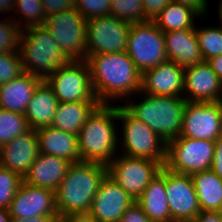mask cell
Listing matches in <instances>:
<instances>
[{
	"instance_id": "obj_14",
	"label": "cell",
	"mask_w": 222,
	"mask_h": 222,
	"mask_svg": "<svg viewBox=\"0 0 222 222\" xmlns=\"http://www.w3.org/2000/svg\"><path fill=\"white\" fill-rule=\"evenodd\" d=\"M165 189L171 222L193 221L201 208L191 176L165 168Z\"/></svg>"
},
{
	"instance_id": "obj_1",
	"label": "cell",
	"mask_w": 222,
	"mask_h": 222,
	"mask_svg": "<svg viewBox=\"0 0 222 222\" xmlns=\"http://www.w3.org/2000/svg\"><path fill=\"white\" fill-rule=\"evenodd\" d=\"M94 93L100 104L130 98L141 90L142 74L126 51L87 54Z\"/></svg>"
},
{
	"instance_id": "obj_31",
	"label": "cell",
	"mask_w": 222,
	"mask_h": 222,
	"mask_svg": "<svg viewBox=\"0 0 222 222\" xmlns=\"http://www.w3.org/2000/svg\"><path fill=\"white\" fill-rule=\"evenodd\" d=\"M13 10L15 13L20 14L22 21H18L16 18L14 21L18 26L20 25L22 30L31 26L44 25L46 20L41 0H15ZM20 22H22V24H20Z\"/></svg>"
},
{
	"instance_id": "obj_30",
	"label": "cell",
	"mask_w": 222,
	"mask_h": 222,
	"mask_svg": "<svg viewBox=\"0 0 222 222\" xmlns=\"http://www.w3.org/2000/svg\"><path fill=\"white\" fill-rule=\"evenodd\" d=\"M199 49L204 61L222 54V27H201L195 26Z\"/></svg>"
},
{
	"instance_id": "obj_15",
	"label": "cell",
	"mask_w": 222,
	"mask_h": 222,
	"mask_svg": "<svg viewBox=\"0 0 222 222\" xmlns=\"http://www.w3.org/2000/svg\"><path fill=\"white\" fill-rule=\"evenodd\" d=\"M8 211L11 218L29 219L34 216H53L59 219L55 192L22 181Z\"/></svg>"
},
{
	"instance_id": "obj_45",
	"label": "cell",
	"mask_w": 222,
	"mask_h": 222,
	"mask_svg": "<svg viewBox=\"0 0 222 222\" xmlns=\"http://www.w3.org/2000/svg\"><path fill=\"white\" fill-rule=\"evenodd\" d=\"M55 220L53 216H34L29 219L11 218L10 222H54Z\"/></svg>"
},
{
	"instance_id": "obj_23",
	"label": "cell",
	"mask_w": 222,
	"mask_h": 222,
	"mask_svg": "<svg viewBox=\"0 0 222 222\" xmlns=\"http://www.w3.org/2000/svg\"><path fill=\"white\" fill-rule=\"evenodd\" d=\"M42 81L41 78L24 72L18 78L2 83L0 108L25 114L35 89Z\"/></svg>"
},
{
	"instance_id": "obj_27",
	"label": "cell",
	"mask_w": 222,
	"mask_h": 222,
	"mask_svg": "<svg viewBox=\"0 0 222 222\" xmlns=\"http://www.w3.org/2000/svg\"><path fill=\"white\" fill-rule=\"evenodd\" d=\"M201 211L222 212V179L211 169L191 175Z\"/></svg>"
},
{
	"instance_id": "obj_41",
	"label": "cell",
	"mask_w": 222,
	"mask_h": 222,
	"mask_svg": "<svg viewBox=\"0 0 222 222\" xmlns=\"http://www.w3.org/2000/svg\"><path fill=\"white\" fill-rule=\"evenodd\" d=\"M194 222H222V212L219 211H200L193 220Z\"/></svg>"
},
{
	"instance_id": "obj_37",
	"label": "cell",
	"mask_w": 222,
	"mask_h": 222,
	"mask_svg": "<svg viewBox=\"0 0 222 222\" xmlns=\"http://www.w3.org/2000/svg\"><path fill=\"white\" fill-rule=\"evenodd\" d=\"M45 15L53 16L61 11L74 8L75 0H41Z\"/></svg>"
},
{
	"instance_id": "obj_3",
	"label": "cell",
	"mask_w": 222,
	"mask_h": 222,
	"mask_svg": "<svg viewBox=\"0 0 222 222\" xmlns=\"http://www.w3.org/2000/svg\"><path fill=\"white\" fill-rule=\"evenodd\" d=\"M116 120V105L100 104L92 112L78 134L80 162L108 165L114 159L119 151Z\"/></svg>"
},
{
	"instance_id": "obj_6",
	"label": "cell",
	"mask_w": 222,
	"mask_h": 222,
	"mask_svg": "<svg viewBox=\"0 0 222 222\" xmlns=\"http://www.w3.org/2000/svg\"><path fill=\"white\" fill-rule=\"evenodd\" d=\"M118 121L122 123V153L127 156L160 162L166 161L167 143L150 127L117 105Z\"/></svg>"
},
{
	"instance_id": "obj_11",
	"label": "cell",
	"mask_w": 222,
	"mask_h": 222,
	"mask_svg": "<svg viewBox=\"0 0 222 222\" xmlns=\"http://www.w3.org/2000/svg\"><path fill=\"white\" fill-rule=\"evenodd\" d=\"M121 155L115 156L107 165V175L136 201L163 165L157 161Z\"/></svg>"
},
{
	"instance_id": "obj_43",
	"label": "cell",
	"mask_w": 222,
	"mask_h": 222,
	"mask_svg": "<svg viewBox=\"0 0 222 222\" xmlns=\"http://www.w3.org/2000/svg\"><path fill=\"white\" fill-rule=\"evenodd\" d=\"M174 2L189 5L196 9L201 15L206 16L208 9L207 0H172Z\"/></svg>"
},
{
	"instance_id": "obj_29",
	"label": "cell",
	"mask_w": 222,
	"mask_h": 222,
	"mask_svg": "<svg viewBox=\"0 0 222 222\" xmlns=\"http://www.w3.org/2000/svg\"><path fill=\"white\" fill-rule=\"evenodd\" d=\"M29 130L24 114L0 108V147Z\"/></svg>"
},
{
	"instance_id": "obj_8",
	"label": "cell",
	"mask_w": 222,
	"mask_h": 222,
	"mask_svg": "<svg viewBox=\"0 0 222 222\" xmlns=\"http://www.w3.org/2000/svg\"><path fill=\"white\" fill-rule=\"evenodd\" d=\"M126 52L141 74L168 61L164 33L153 21L130 25Z\"/></svg>"
},
{
	"instance_id": "obj_5",
	"label": "cell",
	"mask_w": 222,
	"mask_h": 222,
	"mask_svg": "<svg viewBox=\"0 0 222 222\" xmlns=\"http://www.w3.org/2000/svg\"><path fill=\"white\" fill-rule=\"evenodd\" d=\"M137 94L143 95L140 103L130 99L122 106L132 116L150 127L166 143L179 137L187 100L184 97L148 95L141 91Z\"/></svg>"
},
{
	"instance_id": "obj_33",
	"label": "cell",
	"mask_w": 222,
	"mask_h": 222,
	"mask_svg": "<svg viewBox=\"0 0 222 222\" xmlns=\"http://www.w3.org/2000/svg\"><path fill=\"white\" fill-rule=\"evenodd\" d=\"M21 31L13 16L0 20V53L19 51Z\"/></svg>"
},
{
	"instance_id": "obj_9",
	"label": "cell",
	"mask_w": 222,
	"mask_h": 222,
	"mask_svg": "<svg viewBox=\"0 0 222 222\" xmlns=\"http://www.w3.org/2000/svg\"><path fill=\"white\" fill-rule=\"evenodd\" d=\"M87 20L75 9L46 17L44 26L71 60H87Z\"/></svg>"
},
{
	"instance_id": "obj_19",
	"label": "cell",
	"mask_w": 222,
	"mask_h": 222,
	"mask_svg": "<svg viewBox=\"0 0 222 222\" xmlns=\"http://www.w3.org/2000/svg\"><path fill=\"white\" fill-rule=\"evenodd\" d=\"M38 154L36 131L30 129L0 147V166L24 178Z\"/></svg>"
},
{
	"instance_id": "obj_25",
	"label": "cell",
	"mask_w": 222,
	"mask_h": 222,
	"mask_svg": "<svg viewBox=\"0 0 222 222\" xmlns=\"http://www.w3.org/2000/svg\"><path fill=\"white\" fill-rule=\"evenodd\" d=\"M58 105V98L43 80L35 89L24 114L30 129L36 131L51 126Z\"/></svg>"
},
{
	"instance_id": "obj_38",
	"label": "cell",
	"mask_w": 222,
	"mask_h": 222,
	"mask_svg": "<svg viewBox=\"0 0 222 222\" xmlns=\"http://www.w3.org/2000/svg\"><path fill=\"white\" fill-rule=\"evenodd\" d=\"M172 0H142L147 21H153Z\"/></svg>"
},
{
	"instance_id": "obj_21",
	"label": "cell",
	"mask_w": 222,
	"mask_h": 222,
	"mask_svg": "<svg viewBox=\"0 0 222 222\" xmlns=\"http://www.w3.org/2000/svg\"><path fill=\"white\" fill-rule=\"evenodd\" d=\"M168 61L185 68L204 62L195 28L164 33Z\"/></svg>"
},
{
	"instance_id": "obj_16",
	"label": "cell",
	"mask_w": 222,
	"mask_h": 222,
	"mask_svg": "<svg viewBox=\"0 0 222 222\" xmlns=\"http://www.w3.org/2000/svg\"><path fill=\"white\" fill-rule=\"evenodd\" d=\"M135 200L108 175L100 182L89 214L97 222H119Z\"/></svg>"
},
{
	"instance_id": "obj_7",
	"label": "cell",
	"mask_w": 222,
	"mask_h": 222,
	"mask_svg": "<svg viewBox=\"0 0 222 222\" xmlns=\"http://www.w3.org/2000/svg\"><path fill=\"white\" fill-rule=\"evenodd\" d=\"M216 141L177 137L167 142L166 161L168 170L193 175L211 169Z\"/></svg>"
},
{
	"instance_id": "obj_20",
	"label": "cell",
	"mask_w": 222,
	"mask_h": 222,
	"mask_svg": "<svg viewBox=\"0 0 222 222\" xmlns=\"http://www.w3.org/2000/svg\"><path fill=\"white\" fill-rule=\"evenodd\" d=\"M71 165L66 159L39 153L23 181L55 192Z\"/></svg>"
},
{
	"instance_id": "obj_35",
	"label": "cell",
	"mask_w": 222,
	"mask_h": 222,
	"mask_svg": "<svg viewBox=\"0 0 222 222\" xmlns=\"http://www.w3.org/2000/svg\"><path fill=\"white\" fill-rule=\"evenodd\" d=\"M24 73L19 51L0 53V85Z\"/></svg>"
},
{
	"instance_id": "obj_40",
	"label": "cell",
	"mask_w": 222,
	"mask_h": 222,
	"mask_svg": "<svg viewBox=\"0 0 222 222\" xmlns=\"http://www.w3.org/2000/svg\"><path fill=\"white\" fill-rule=\"evenodd\" d=\"M211 170L222 179V137L216 141Z\"/></svg>"
},
{
	"instance_id": "obj_4",
	"label": "cell",
	"mask_w": 222,
	"mask_h": 222,
	"mask_svg": "<svg viewBox=\"0 0 222 222\" xmlns=\"http://www.w3.org/2000/svg\"><path fill=\"white\" fill-rule=\"evenodd\" d=\"M23 30L19 40V54L25 73L46 80L71 61L44 25Z\"/></svg>"
},
{
	"instance_id": "obj_48",
	"label": "cell",
	"mask_w": 222,
	"mask_h": 222,
	"mask_svg": "<svg viewBox=\"0 0 222 222\" xmlns=\"http://www.w3.org/2000/svg\"><path fill=\"white\" fill-rule=\"evenodd\" d=\"M217 14L219 15V22H221L219 26L222 27V0H220V2L218 4V13Z\"/></svg>"
},
{
	"instance_id": "obj_24",
	"label": "cell",
	"mask_w": 222,
	"mask_h": 222,
	"mask_svg": "<svg viewBox=\"0 0 222 222\" xmlns=\"http://www.w3.org/2000/svg\"><path fill=\"white\" fill-rule=\"evenodd\" d=\"M135 202L152 222H171V212L165 189L164 166Z\"/></svg>"
},
{
	"instance_id": "obj_32",
	"label": "cell",
	"mask_w": 222,
	"mask_h": 222,
	"mask_svg": "<svg viewBox=\"0 0 222 222\" xmlns=\"http://www.w3.org/2000/svg\"><path fill=\"white\" fill-rule=\"evenodd\" d=\"M110 14L130 24L146 22L142 0H111Z\"/></svg>"
},
{
	"instance_id": "obj_46",
	"label": "cell",
	"mask_w": 222,
	"mask_h": 222,
	"mask_svg": "<svg viewBox=\"0 0 222 222\" xmlns=\"http://www.w3.org/2000/svg\"><path fill=\"white\" fill-rule=\"evenodd\" d=\"M15 0H0V13L13 11Z\"/></svg>"
},
{
	"instance_id": "obj_12",
	"label": "cell",
	"mask_w": 222,
	"mask_h": 222,
	"mask_svg": "<svg viewBox=\"0 0 222 222\" xmlns=\"http://www.w3.org/2000/svg\"><path fill=\"white\" fill-rule=\"evenodd\" d=\"M130 25L111 14L87 20V54L126 51Z\"/></svg>"
},
{
	"instance_id": "obj_13",
	"label": "cell",
	"mask_w": 222,
	"mask_h": 222,
	"mask_svg": "<svg viewBox=\"0 0 222 222\" xmlns=\"http://www.w3.org/2000/svg\"><path fill=\"white\" fill-rule=\"evenodd\" d=\"M179 137L217 141L222 137V103L187 101Z\"/></svg>"
},
{
	"instance_id": "obj_44",
	"label": "cell",
	"mask_w": 222,
	"mask_h": 222,
	"mask_svg": "<svg viewBox=\"0 0 222 222\" xmlns=\"http://www.w3.org/2000/svg\"><path fill=\"white\" fill-rule=\"evenodd\" d=\"M222 83V54L207 61Z\"/></svg>"
},
{
	"instance_id": "obj_34",
	"label": "cell",
	"mask_w": 222,
	"mask_h": 222,
	"mask_svg": "<svg viewBox=\"0 0 222 222\" xmlns=\"http://www.w3.org/2000/svg\"><path fill=\"white\" fill-rule=\"evenodd\" d=\"M23 178L0 166V208H9Z\"/></svg>"
},
{
	"instance_id": "obj_2",
	"label": "cell",
	"mask_w": 222,
	"mask_h": 222,
	"mask_svg": "<svg viewBox=\"0 0 222 222\" xmlns=\"http://www.w3.org/2000/svg\"><path fill=\"white\" fill-rule=\"evenodd\" d=\"M107 165L97 162L72 163L55 191L58 216L89 213Z\"/></svg>"
},
{
	"instance_id": "obj_18",
	"label": "cell",
	"mask_w": 222,
	"mask_h": 222,
	"mask_svg": "<svg viewBox=\"0 0 222 222\" xmlns=\"http://www.w3.org/2000/svg\"><path fill=\"white\" fill-rule=\"evenodd\" d=\"M140 91L155 96L183 97L184 68L171 61L158 64L142 74Z\"/></svg>"
},
{
	"instance_id": "obj_10",
	"label": "cell",
	"mask_w": 222,
	"mask_h": 222,
	"mask_svg": "<svg viewBox=\"0 0 222 222\" xmlns=\"http://www.w3.org/2000/svg\"><path fill=\"white\" fill-rule=\"evenodd\" d=\"M59 102H99L86 60H71L46 80Z\"/></svg>"
},
{
	"instance_id": "obj_49",
	"label": "cell",
	"mask_w": 222,
	"mask_h": 222,
	"mask_svg": "<svg viewBox=\"0 0 222 222\" xmlns=\"http://www.w3.org/2000/svg\"><path fill=\"white\" fill-rule=\"evenodd\" d=\"M54 222H62L60 219L55 220Z\"/></svg>"
},
{
	"instance_id": "obj_42",
	"label": "cell",
	"mask_w": 222,
	"mask_h": 222,
	"mask_svg": "<svg viewBox=\"0 0 222 222\" xmlns=\"http://www.w3.org/2000/svg\"><path fill=\"white\" fill-rule=\"evenodd\" d=\"M62 222H97L89 213H74L59 217Z\"/></svg>"
},
{
	"instance_id": "obj_36",
	"label": "cell",
	"mask_w": 222,
	"mask_h": 222,
	"mask_svg": "<svg viewBox=\"0 0 222 222\" xmlns=\"http://www.w3.org/2000/svg\"><path fill=\"white\" fill-rule=\"evenodd\" d=\"M74 8L86 19L109 15L111 0H75Z\"/></svg>"
},
{
	"instance_id": "obj_17",
	"label": "cell",
	"mask_w": 222,
	"mask_h": 222,
	"mask_svg": "<svg viewBox=\"0 0 222 222\" xmlns=\"http://www.w3.org/2000/svg\"><path fill=\"white\" fill-rule=\"evenodd\" d=\"M183 97L190 102L222 100V83L207 61L184 68Z\"/></svg>"
},
{
	"instance_id": "obj_26",
	"label": "cell",
	"mask_w": 222,
	"mask_h": 222,
	"mask_svg": "<svg viewBox=\"0 0 222 222\" xmlns=\"http://www.w3.org/2000/svg\"><path fill=\"white\" fill-rule=\"evenodd\" d=\"M99 105V102H59L51 126L78 135L87 118Z\"/></svg>"
},
{
	"instance_id": "obj_47",
	"label": "cell",
	"mask_w": 222,
	"mask_h": 222,
	"mask_svg": "<svg viewBox=\"0 0 222 222\" xmlns=\"http://www.w3.org/2000/svg\"><path fill=\"white\" fill-rule=\"evenodd\" d=\"M11 217L8 209L0 208V222H10Z\"/></svg>"
},
{
	"instance_id": "obj_22",
	"label": "cell",
	"mask_w": 222,
	"mask_h": 222,
	"mask_svg": "<svg viewBox=\"0 0 222 222\" xmlns=\"http://www.w3.org/2000/svg\"><path fill=\"white\" fill-rule=\"evenodd\" d=\"M39 153L80 162L78 135L58 130L52 126L36 130Z\"/></svg>"
},
{
	"instance_id": "obj_39",
	"label": "cell",
	"mask_w": 222,
	"mask_h": 222,
	"mask_svg": "<svg viewBox=\"0 0 222 222\" xmlns=\"http://www.w3.org/2000/svg\"><path fill=\"white\" fill-rule=\"evenodd\" d=\"M119 222H152L146 214L143 212L141 207L134 202L130 207L127 208Z\"/></svg>"
},
{
	"instance_id": "obj_28",
	"label": "cell",
	"mask_w": 222,
	"mask_h": 222,
	"mask_svg": "<svg viewBox=\"0 0 222 222\" xmlns=\"http://www.w3.org/2000/svg\"><path fill=\"white\" fill-rule=\"evenodd\" d=\"M200 16L202 15L193 7L171 1L153 22L163 33H167L195 28L194 19Z\"/></svg>"
}]
</instances>
